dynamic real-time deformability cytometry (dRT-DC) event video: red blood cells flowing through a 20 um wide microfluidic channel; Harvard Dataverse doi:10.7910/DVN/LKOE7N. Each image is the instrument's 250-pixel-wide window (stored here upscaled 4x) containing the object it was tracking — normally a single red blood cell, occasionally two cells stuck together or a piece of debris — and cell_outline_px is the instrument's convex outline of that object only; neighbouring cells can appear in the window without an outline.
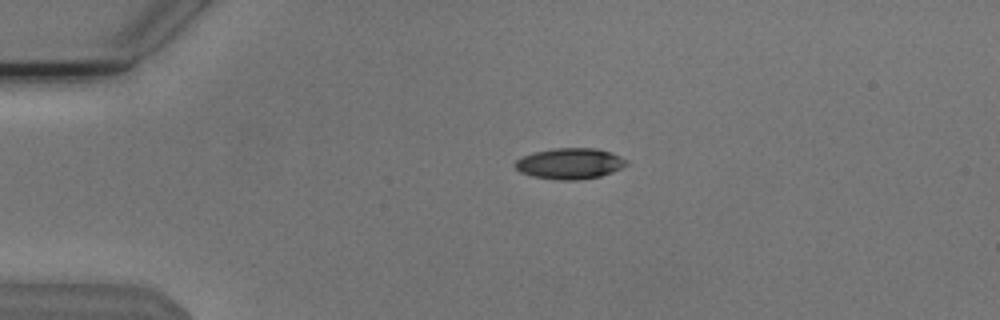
{"species": "Egyptian fruit bat (a non-hibernating species)", "species_latin": "Rousettus aegyptiacus", "temperature_condition": "cold", "stored_images_in_passage": 2, "camera_frame_rate_fps": 3000, "um_per_image_px": 0.085, "animal": {"sex": "male"}, "frame": {"image": 1, "passage_image": 1, "time_ms": 0.0, "image_size_px": [1000, 320], "cell_outline_px": [[628, 164], [612, 172], [600, 176], [576, 180], [556, 180], [532, 176], [520, 172], [512, 164], [520, 156], [552, 148], [596, 148], [612, 152], [628, 160]], "centroid_in_image_um": [48.42, 13.9], "position_along_channel_um": 36.6, "area_um2": 20.23}}